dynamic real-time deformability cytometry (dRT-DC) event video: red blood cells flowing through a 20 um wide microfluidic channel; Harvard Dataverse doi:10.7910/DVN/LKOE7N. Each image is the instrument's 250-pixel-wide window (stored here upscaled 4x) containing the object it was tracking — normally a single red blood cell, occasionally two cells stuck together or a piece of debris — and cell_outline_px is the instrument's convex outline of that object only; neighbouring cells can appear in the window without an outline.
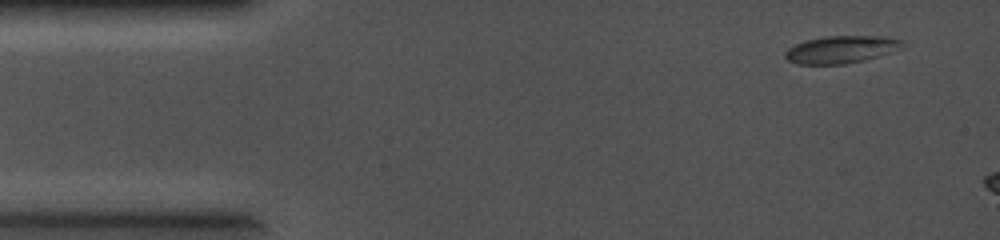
{"species": "common noctule bat (a hibernating species)", "species_latin": "Nyctalus noctula", "temperature_condition": "cold", "stored_images_in_passage": 3, "camera_frame_rate_fps": 5000, "um_per_image_px": 0.085, "animal": {"sex": "female", "body_mass_g": 19.0, "forearm_length_mm": 56.7}, "frame": {"image": 1, "passage_image": 1, "time_ms": 0.0, "image_size_px": [1000, 240], "cell_outline_px": [[908, 44], [904, 48], [880, 56], [864, 60], [844, 64], [796, 64], [788, 60], [784, 56], [784, 52], [788, 48], [804, 40], [824, 36], [884, 36], [904, 40]], "centroid_in_image_um": [71.56, 4.2], "position_along_channel_um": 13.4, "area_um2": 19.13}}